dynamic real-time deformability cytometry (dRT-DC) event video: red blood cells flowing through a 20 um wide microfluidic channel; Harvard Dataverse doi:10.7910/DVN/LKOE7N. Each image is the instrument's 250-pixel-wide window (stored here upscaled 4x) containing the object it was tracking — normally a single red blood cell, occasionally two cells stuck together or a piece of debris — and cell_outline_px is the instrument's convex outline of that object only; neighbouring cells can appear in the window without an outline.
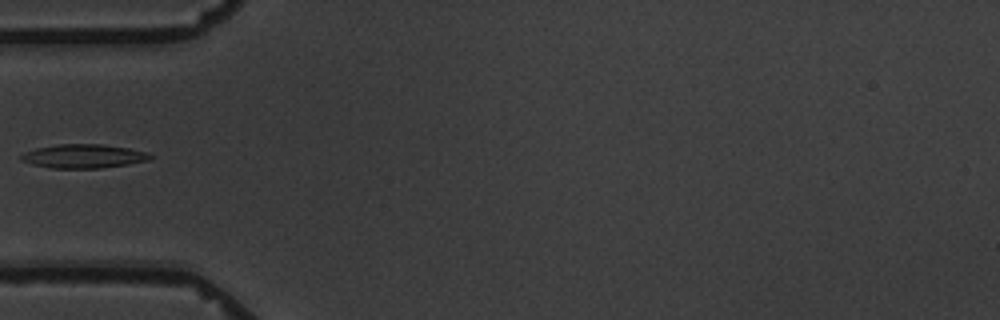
{"species": "common noctule bat (a hibernating species)", "species_latin": "Nyctalus noctula", "temperature_condition": "warm", "stored_images_in_passage": 4, "camera_frame_rate_fps": 3000, "um_per_image_px": 0.085, "animal": {"sex": "male", "body_mass_g": 19.5, "forearm_length_mm": 54.6}, "frame": {"image": 1, "passage_image": 4, "time_ms": 3.667, "image_size_px": [1000, 320], "cell_outline_px": [[152, 156], [148, 160], [128, 164], [100, 168], [52, 168], [32, 164], [20, 160], [20, 156], [24, 152], [36, 148], [56, 144], [104, 144], [128, 148], [148, 152]], "centroid_in_image_um": [7.08, 13.27], "position_along_channel_um": 77.9, "area_um2": 17.92}}